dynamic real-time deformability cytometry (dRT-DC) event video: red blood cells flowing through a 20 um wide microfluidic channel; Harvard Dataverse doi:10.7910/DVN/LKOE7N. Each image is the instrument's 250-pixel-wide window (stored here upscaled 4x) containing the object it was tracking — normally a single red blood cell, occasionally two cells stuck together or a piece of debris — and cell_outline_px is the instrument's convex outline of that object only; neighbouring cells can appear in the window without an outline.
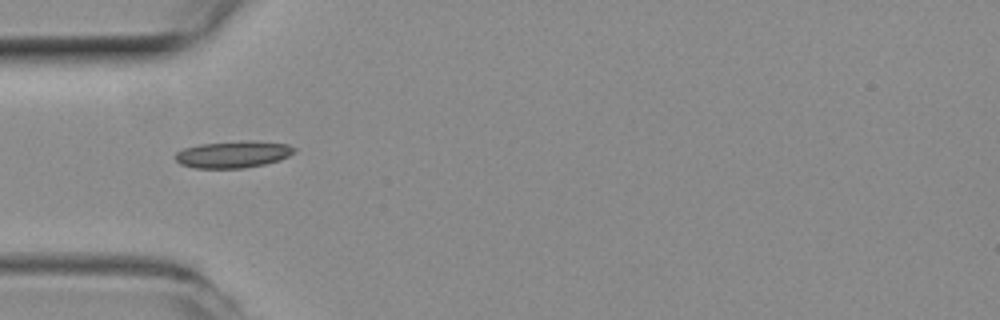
{"species": "common noctule bat (a hibernating species)", "species_latin": "Nyctalus noctula", "temperature_condition": "room temperature", "stored_images_in_passage": 37, "camera_frame_rate_fps": 3000, "um_per_image_px": 0.085, "animal": {"sex": "female", "body_mass_g": 19.3, "forearm_length_mm": 54.1}, "frame": {"image": 1, "passage_image": 1, "time_ms": 0.0, "image_size_px": [1000, 320], "cell_outline_px": [[296, 152], [280, 160], [264, 164], [244, 168], [192, 168], [180, 164], [176, 160], [176, 152], [184, 148], [200, 144], [288, 144], [296, 148]], "centroid_in_image_um": [19.76, 13.19], "position_along_channel_um": 65.2, "area_um2": 17.4}}
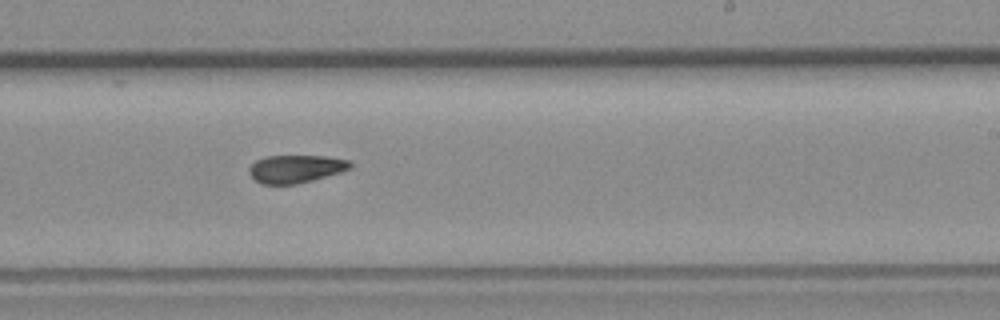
{"frame": {"image": 2, "passage_image": 16, "time_ms": 5.0, "image_size_px": [1000, 320], "cell_outline_px": [[352, 168], [340, 172], [312, 180], [296, 184], [264, 184], [256, 180], [248, 172], [248, 168], [256, 160], [268, 156], [324, 156], [352, 160]], "centroid_in_image_um": [25.17, 14.34], "position_along_channel_um": 263.8, "area_um2": 16.36}}
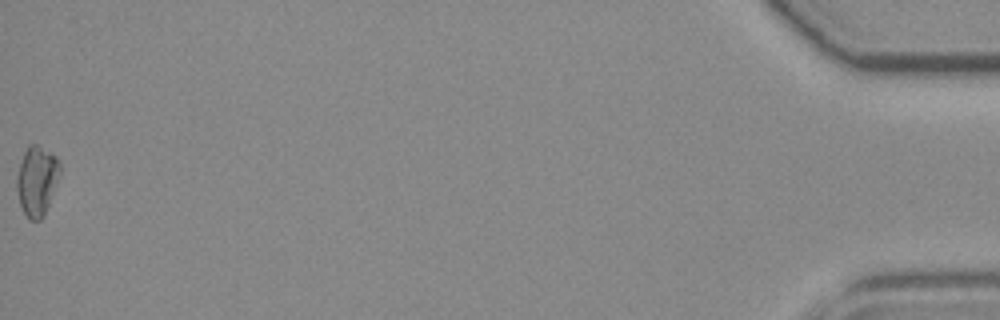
{"frame": {"image": 3, "passage_image": 37, "time_ms": 12.0, "image_size_px": [1000, 320], "cell_outline_px": [[60, 172], [44, 216], [40, 220], [28, 220], [20, 204], [16, 188], [16, 176], [24, 152], [28, 144], [36, 144], [56, 156], [60, 160]], "centroid_in_image_um": [3.12, 15.35], "position_along_channel_um": 432.1, "area_um2": 17.4}, "authors_computed_cell_mechanics": {"area_um2": 16.762, "velocity_mm_per_s": 3.9683, "shape_relaxation_time_tau1_ms": 8.1446, "shape_relaxation_time_tau2_ms": 8.267, "deformation_change_tau1": 0.1808, "deformation_change_tau2": 0.1585}}